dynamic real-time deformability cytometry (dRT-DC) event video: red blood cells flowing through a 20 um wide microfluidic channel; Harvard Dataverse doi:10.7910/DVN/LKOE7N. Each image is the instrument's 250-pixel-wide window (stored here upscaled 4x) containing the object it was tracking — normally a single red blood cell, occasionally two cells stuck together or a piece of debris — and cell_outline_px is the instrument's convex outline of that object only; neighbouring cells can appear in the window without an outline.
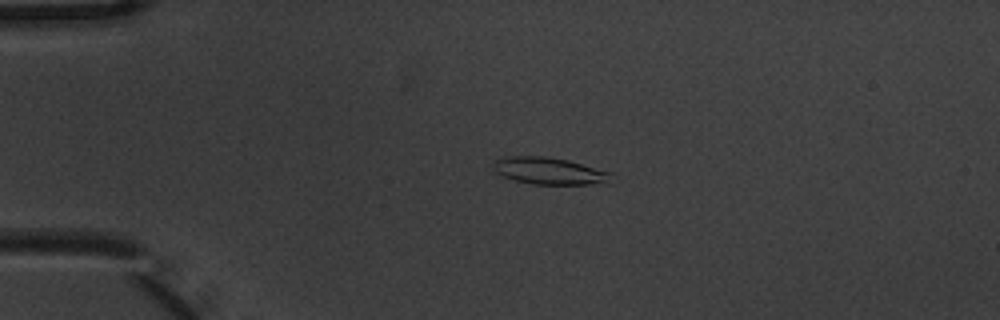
{"species": "common noctule bat (a hibernating species)", "species_latin": "Nyctalus noctula", "temperature_condition": "warm", "stored_images_in_passage": 5, "camera_frame_rate_fps": 3000, "um_per_image_px": 0.085, "animal": {"sex": "male", "body_mass_g": 20.1, "forearm_length_mm": 53.5}, "frame": {"image": 1, "passage_image": 4, "time_ms": 1.0, "image_size_px": [1000, 320], "cell_outline_px": [[612, 184], [532, 184], [516, 180], [504, 176], [496, 172], [492, 164], [492, 160], [508, 156], [544, 156], [568, 160], [612, 172]], "centroid_in_image_um": [46.75, 14.53], "position_along_channel_um": 38.3, "area_um2": 18.73}}